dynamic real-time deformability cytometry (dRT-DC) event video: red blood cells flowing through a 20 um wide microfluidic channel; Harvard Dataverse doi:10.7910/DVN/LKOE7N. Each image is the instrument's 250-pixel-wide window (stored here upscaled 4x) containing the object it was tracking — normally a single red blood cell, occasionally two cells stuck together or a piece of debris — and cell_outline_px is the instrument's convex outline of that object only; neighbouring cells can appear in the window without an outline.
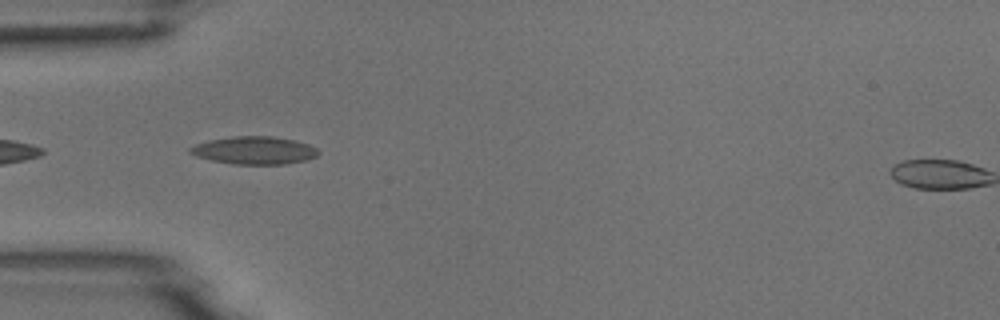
{"species": "common noctule bat (a hibernating species)", "species_latin": "Nyctalus noctula", "temperature_condition": "room temperature", "stored_images_in_passage": 3, "camera_frame_rate_fps": 3000, "um_per_image_px": 0.085, "animal": {"sex": "male", "body_mass_g": 18.8}, "frame": {"image": 1, "passage_image": 2, "time_ms": 1.0, "image_size_px": [1000, 320], "cell_outline_px": [[320, 152], [316, 156], [308, 160], [284, 164], [232, 164], [212, 160], [196, 156], [188, 152], [188, 148], [196, 144], [208, 140], [232, 136], [272, 136], [296, 140], [308, 144], [316, 148]], "centroid_in_image_um": [21.62, 12.77], "position_along_channel_um": 63.4, "area_um2": 20.87}}